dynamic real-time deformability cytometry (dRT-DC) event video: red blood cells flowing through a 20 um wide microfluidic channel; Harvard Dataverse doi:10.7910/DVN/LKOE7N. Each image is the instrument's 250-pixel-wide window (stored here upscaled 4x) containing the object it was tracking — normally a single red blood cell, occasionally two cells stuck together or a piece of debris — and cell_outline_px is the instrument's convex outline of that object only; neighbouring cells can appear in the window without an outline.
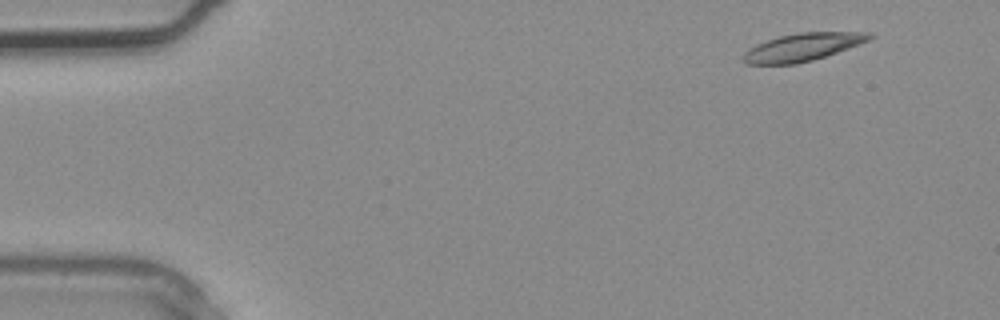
{"species": "common noctule bat (a hibernating species)", "species_latin": "Nyctalus noctula", "temperature_condition": "warm", "stored_images_in_passage": 4, "camera_frame_rate_fps": 3000, "um_per_image_px": 0.085, "animal": {"sex": "male", "body_mass_g": 20.4}, "frame": {"image": 1, "passage_image": 1, "time_ms": 0.0, "image_size_px": [1000, 320], "cell_outline_px": [[876, 36], [860, 44], [812, 60], [796, 64], [748, 64], [740, 60], [740, 56], [748, 48], [756, 44], [780, 36], [800, 32], [872, 32]], "centroid_in_image_um": [68.19, 4.0], "position_along_channel_um": 16.8, "area_um2": 20.46}}
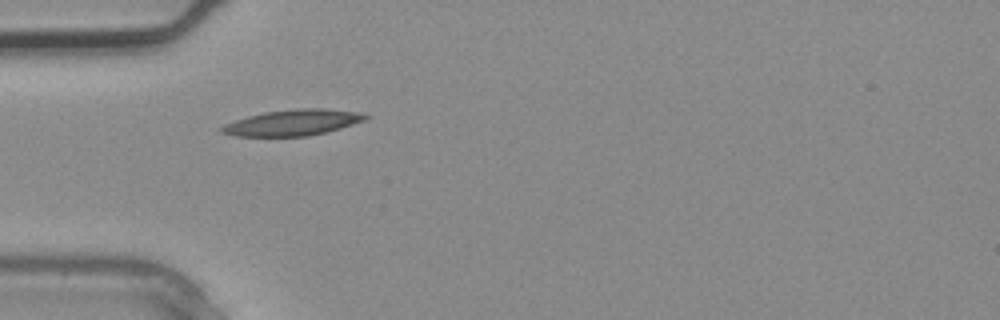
{"frame": {"image": 2, "passage_image": 3, "time_ms": 0.667, "image_size_px": [1000, 320], "cell_outline_px": [[372, 116], [364, 120], [340, 128], [308, 136], [232, 136], [220, 132], [220, 128], [224, 124], [248, 116], [264, 112], [300, 108], [324, 108], [360, 112]], "centroid_in_image_um": [24.88, 10.41], "position_along_channel_um": 60.1, "area_um2": 21.68}}